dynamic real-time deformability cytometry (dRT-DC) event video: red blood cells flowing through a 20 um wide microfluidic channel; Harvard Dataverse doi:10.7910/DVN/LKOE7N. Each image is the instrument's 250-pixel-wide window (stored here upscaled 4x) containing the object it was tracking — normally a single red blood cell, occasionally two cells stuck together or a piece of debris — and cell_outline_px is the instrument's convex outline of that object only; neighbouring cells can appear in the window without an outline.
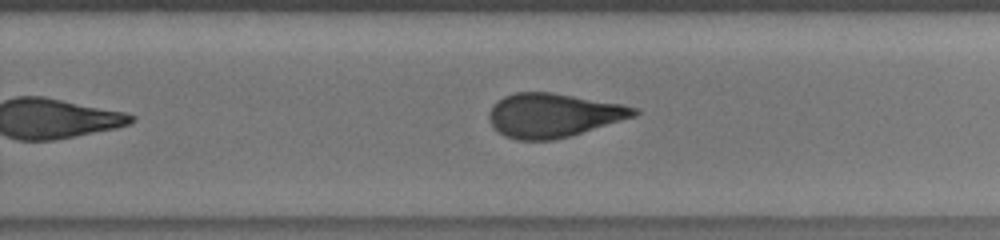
{"species": "human", "species_latin": "Homo sapiens", "temperature_condition": "room temperature", "stored_images_in_passage": 20, "camera_frame_rate_fps": 3000, "um_per_image_px": 0.085, "donor": {"sex": "male"}, "frame": {"image": 1, "passage_image": 20, "time_ms": 10.667, "image_size_px": [1000, 240], "cell_outline_px": [[640, 112], [636, 116], [572, 136], [552, 140], [516, 140], [504, 136], [492, 124], [488, 116], [488, 112], [492, 104], [504, 96], [516, 92], [552, 92], [624, 104], [640, 108]], "centroid_in_image_um": [47.07, 9.79], "position_along_channel_um": 282.7, "area_um2": 37.51}}